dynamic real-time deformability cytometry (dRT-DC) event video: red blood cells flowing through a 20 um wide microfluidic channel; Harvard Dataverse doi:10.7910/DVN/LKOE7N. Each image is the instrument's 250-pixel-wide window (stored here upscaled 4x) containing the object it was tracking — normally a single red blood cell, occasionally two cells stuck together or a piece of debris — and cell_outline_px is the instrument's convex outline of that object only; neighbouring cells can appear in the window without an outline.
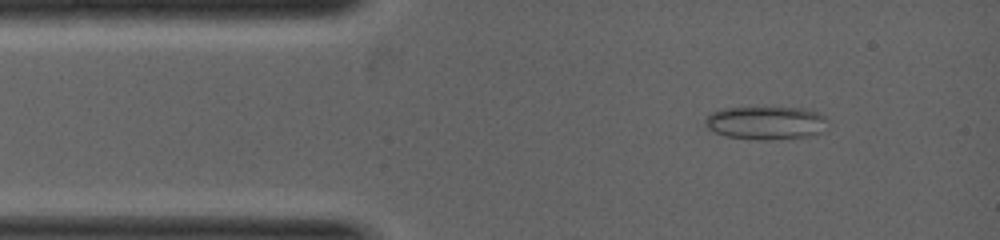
{"species": "common noctule bat (a hibernating species)", "species_latin": "Nyctalus noctula", "temperature_condition": "warm", "stored_images_in_passage": 14, "camera_frame_rate_fps": 5000, "um_per_image_px": 0.085, "animal": {"sex": "female", "body_mass_g": 19.0, "forearm_length_mm": 53.3}, "frame": {"image": 1, "passage_image": 3, "time_ms": 0.4, "image_size_px": [1000, 240], "cell_outline_px": [[828, 120], [820, 132], [804, 136], [768, 140], [756, 140], [724, 136], [712, 132], [704, 124], [704, 120], [712, 112], [724, 108], [800, 108], [816, 112], [824, 116]], "centroid_in_image_um": [65.02, 10.45], "position_along_channel_um": 20.0, "area_um2": 23.47}}
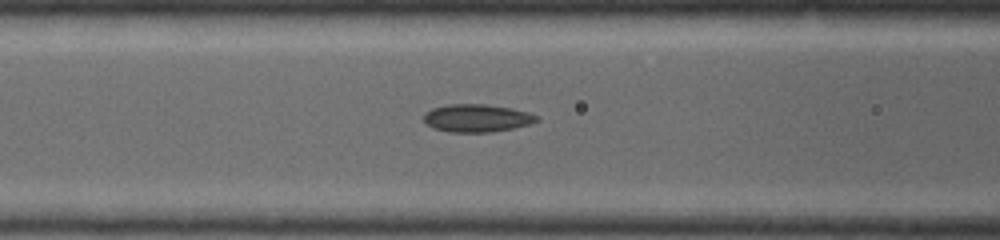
{"frame": {"image": 2, "passage_image": 11, "time_ms": 2.2, "image_size_px": [1000, 240], "cell_outline_px": [[540, 120], [528, 124], [512, 128], [488, 132], [448, 132], [432, 128], [424, 120], [424, 112], [432, 108], [448, 104], [484, 104], [512, 108], [528, 112], [540, 116]], "centroid_in_image_um": [40.52, 10.03], "position_along_channel_um": 126.1, "area_um2": 18.32}}
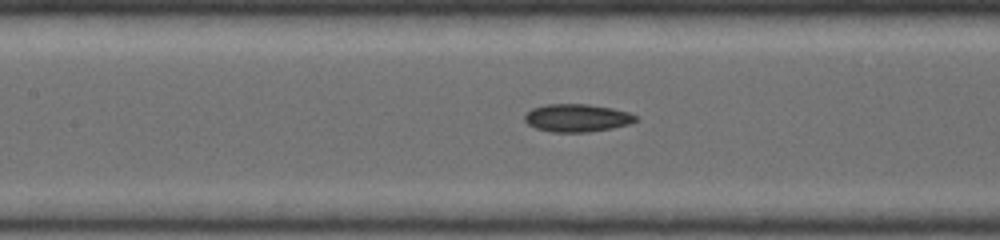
{"frame": {"image": 3, "passage_image": 13, "time_ms": 2.6, "image_size_px": [1000, 240], "cell_outline_px": [[640, 116], [636, 120], [628, 124], [612, 128], [584, 132], [552, 132], [536, 128], [528, 124], [524, 120], [524, 116], [532, 108], [544, 104], [588, 104], [612, 108], [628, 112]], "centroid_in_image_um": [49.04, 10.01], "position_along_channel_um": 158.4, "area_um2": 17.98}}